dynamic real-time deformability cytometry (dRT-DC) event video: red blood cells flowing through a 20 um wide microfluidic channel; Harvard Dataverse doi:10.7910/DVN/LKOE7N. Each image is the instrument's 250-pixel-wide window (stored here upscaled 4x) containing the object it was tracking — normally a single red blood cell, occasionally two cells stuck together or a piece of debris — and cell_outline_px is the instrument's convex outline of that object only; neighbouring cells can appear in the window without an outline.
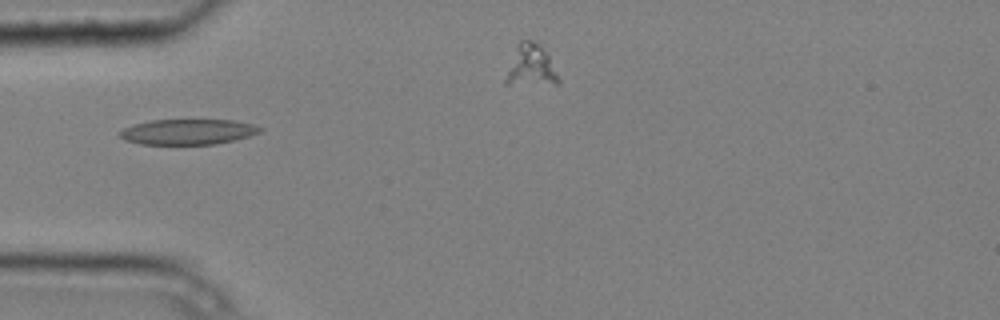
{"species": "common noctule bat (a hibernating species)", "species_latin": "Nyctalus noctula", "temperature_condition": "cold", "stored_images_in_passage": 2, "camera_frame_rate_fps": 3000, "um_per_image_px": 0.085, "animal": {"sex": "male", "body_mass_g": 20.4}, "frame": {"image": 1, "passage_image": 1, "time_ms": 0.0, "image_size_px": [1000, 320], "cell_outline_px": [[264, 128], [260, 132], [248, 136], [216, 144], [140, 144], [124, 140], [120, 136], [120, 132], [124, 128], [136, 124], [152, 120], [236, 120], [252, 124]], "centroid_in_image_um": [15.99, 11.2], "position_along_channel_um": 69.0, "area_um2": 20.58}}